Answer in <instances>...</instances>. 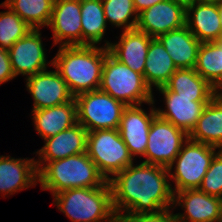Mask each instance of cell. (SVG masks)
<instances>
[{
  "instance_id": "obj_1",
  "label": "cell",
  "mask_w": 222,
  "mask_h": 222,
  "mask_svg": "<svg viewBox=\"0 0 222 222\" xmlns=\"http://www.w3.org/2000/svg\"><path fill=\"white\" fill-rule=\"evenodd\" d=\"M169 169L159 165L133 164L109 179L112 203L117 217L122 213H157L173 204ZM122 212V213H120Z\"/></svg>"
},
{
  "instance_id": "obj_2",
  "label": "cell",
  "mask_w": 222,
  "mask_h": 222,
  "mask_svg": "<svg viewBox=\"0 0 222 222\" xmlns=\"http://www.w3.org/2000/svg\"><path fill=\"white\" fill-rule=\"evenodd\" d=\"M107 47L96 45L60 46L52 64L75 97L99 89Z\"/></svg>"
},
{
  "instance_id": "obj_3",
  "label": "cell",
  "mask_w": 222,
  "mask_h": 222,
  "mask_svg": "<svg viewBox=\"0 0 222 222\" xmlns=\"http://www.w3.org/2000/svg\"><path fill=\"white\" fill-rule=\"evenodd\" d=\"M38 182L55 195L72 188H97L107 180L84 152L48 162L38 172Z\"/></svg>"
},
{
  "instance_id": "obj_4",
  "label": "cell",
  "mask_w": 222,
  "mask_h": 222,
  "mask_svg": "<svg viewBox=\"0 0 222 222\" xmlns=\"http://www.w3.org/2000/svg\"><path fill=\"white\" fill-rule=\"evenodd\" d=\"M53 196L57 208L72 222H118L108 181L97 188H72Z\"/></svg>"
},
{
  "instance_id": "obj_5",
  "label": "cell",
  "mask_w": 222,
  "mask_h": 222,
  "mask_svg": "<svg viewBox=\"0 0 222 222\" xmlns=\"http://www.w3.org/2000/svg\"><path fill=\"white\" fill-rule=\"evenodd\" d=\"M99 89L126 106L154 104L153 94L144 76L118 61L108 51L102 68Z\"/></svg>"
},
{
  "instance_id": "obj_6",
  "label": "cell",
  "mask_w": 222,
  "mask_h": 222,
  "mask_svg": "<svg viewBox=\"0 0 222 222\" xmlns=\"http://www.w3.org/2000/svg\"><path fill=\"white\" fill-rule=\"evenodd\" d=\"M86 152L107 181L109 174L115 175L133 164V157L118 129L88 132Z\"/></svg>"
},
{
  "instance_id": "obj_7",
  "label": "cell",
  "mask_w": 222,
  "mask_h": 222,
  "mask_svg": "<svg viewBox=\"0 0 222 222\" xmlns=\"http://www.w3.org/2000/svg\"><path fill=\"white\" fill-rule=\"evenodd\" d=\"M74 99L77 106V122L88 132L118 129L123 111L127 107L100 89L81 93Z\"/></svg>"
},
{
  "instance_id": "obj_8",
  "label": "cell",
  "mask_w": 222,
  "mask_h": 222,
  "mask_svg": "<svg viewBox=\"0 0 222 222\" xmlns=\"http://www.w3.org/2000/svg\"><path fill=\"white\" fill-rule=\"evenodd\" d=\"M217 148L201 142L193 141L189 138L181 147L179 154L173 161V164L168 168L171 171L176 162L175 174L169 172L170 179H174L176 188L175 192H180L186 189H198L202 183L211 161L214 158Z\"/></svg>"
},
{
  "instance_id": "obj_9",
  "label": "cell",
  "mask_w": 222,
  "mask_h": 222,
  "mask_svg": "<svg viewBox=\"0 0 222 222\" xmlns=\"http://www.w3.org/2000/svg\"><path fill=\"white\" fill-rule=\"evenodd\" d=\"M187 138L184 130L156 115L151 122L143 163L169 168Z\"/></svg>"
},
{
  "instance_id": "obj_10",
  "label": "cell",
  "mask_w": 222,
  "mask_h": 222,
  "mask_svg": "<svg viewBox=\"0 0 222 222\" xmlns=\"http://www.w3.org/2000/svg\"><path fill=\"white\" fill-rule=\"evenodd\" d=\"M186 25V9L172 0L157 3L138 14L136 29L152 38Z\"/></svg>"
},
{
  "instance_id": "obj_11",
  "label": "cell",
  "mask_w": 222,
  "mask_h": 222,
  "mask_svg": "<svg viewBox=\"0 0 222 222\" xmlns=\"http://www.w3.org/2000/svg\"><path fill=\"white\" fill-rule=\"evenodd\" d=\"M48 26L53 31L54 44L82 45L81 0H54Z\"/></svg>"
},
{
  "instance_id": "obj_12",
  "label": "cell",
  "mask_w": 222,
  "mask_h": 222,
  "mask_svg": "<svg viewBox=\"0 0 222 222\" xmlns=\"http://www.w3.org/2000/svg\"><path fill=\"white\" fill-rule=\"evenodd\" d=\"M26 87L34 99L33 111L53 107L74 99L57 70L42 71L27 77Z\"/></svg>"
},
{
  "instance_id": "obj_13",
  "label": "cell",
  "mask_w": 222,
  "mask_h": 222,
  "mask_svg": "<svg viewBox=\"0 0 222 222\" xmlns=\"http://www.w3.org/2000/svg\"><path fill=\"white\" fill-rule=\"evenodd\" d=\"M174 204L185 208L186 214H176L179 222H218L222 219V198L199 189L174 192Z\"/></svg>"
},
{
  "instance_id": "obj_14",
  "label": "cell",
  "mask_w": 222,
  "mask_h": 222,
  "mask_svg": "<svg viewBox=\"0 0 222 222\" xmlns=\"http://www.w3.org/2000/svg\"><path fill=\"white\" fill-rule=\"evenodd\" d=\"M40 34L39 29H32L8 50L15 77L19 74L29 77L46 70V55Z\"/></svg>"
},
{
  "instance_id": "obj_15",
  "label": "cell",
  "mask_w": 222,
  "mask_h": 222,
  "mask_svg": "<svg viewBox=\"0 0 222 222\" xmlns=\"http://www.w3.org/2000/svg\"><path fill=\"white\" fill-rule=\"evenodd\" d=\"M155 116V108L151 109L150 114L137 105L124 109L118 130L132 157L145 155L151 122Z\"/></svg>"
},
{
  "instance_id": "obj_16",
  "label": "cell",
  "mask_w": 222,
  "mask_h": 222,
  "mask_svg": "<svg viewBox=\"0 0 222 222\" xmlns=\"http://www.w3.org/2000/svg\"><path fill=\"white\" fill-rule=\"evenodd\" d=\"M87 134L88 131L77 123L57 135L45 139V145L38 151L40 161H36L37 171L41 170V166L45 162L47 164L86 152Z\"/></svg>"
},
{
  "instance_id": "obj_17",
  "label": "cell",
  "mask_w": 222,
  "mask_h": 222,
  "mask_svg": "<svg viewBox=\"0 0 222 222\" xmlns=\"http://www.w3.org/2000/svg\"><path fill=\"white\" fill-rule=\"evenodd\" d=\"M163 95L166 110H156V115L189 134L201 117L208 102L195 101V98L178 97V94L165 86L157 88Z\"/></svg>"
},
{
  "instance_id": "obj_18",
  "label": "cell",
  "mask_w": 222,
  "mask_h": 222,
  "mask_svg": "<svg viewBox=\"0 0 222 222\" xmlns=\"http://www.w3.org/2000/svg\"><path fill=\"white\" fill-rule=\"evenodd\" d=\"M146 33L131 29L123 31L119 43L106 42L109 53L121 63L143 75L150 41Z\"/></svg>"
},
{
  "instance_id": "obj_19",
  "label": "cell",
  "mask_w": 222,
  "mask_h": 222,
  "mask_svg": "<svg viewBox=\"0 0 222 222\" xmlns=\"http://www.w3.org/2000/svg\"><path fill=\"white\" fill-rule=\"evenodd\" d=\"M38 181L36 161L0 156V192L13 194L29 188Z\"/></svg>"
},
{
  "instance_id": "obj_20",
  "label": "cell",
  "mask_w": 222,
  "mask_h": 222,
  "mask_svg": "<svg viewBox=\"0 0 222 222\" xmlns=\"http://www.w3.org/2000/svg\"><path fill=\"white\" fill-rule=\"evenodd\" d=\"M157 39L165 47L178 69L195 68L201 42L187 25L164 33Z\"/></svg>"
},
{
  "instance_id": "obj_21",
  "label": "cell",
  "mask_w": 222,
  "mask_h": 222,
  "mask_svg": "<svg viewBox=\"0 0 222 222\" xmlns=\"http://www.w3.org/2000/svg\"><path fill=\"white\" fill-rule=\"evenodd\" d=\"M186 25L201 43L219 41L222 34L219 5L195 3L189 6Z\"/></svg>"
},
{
  "instance_id": "obj_22",
  "label": "cell",
  "mask_w": 222,
  "mask_h": 222,
  "mask_svg": "<svg viewBox=\"0 0 222 222\" xmlns=\"http://www.w3.org/2000/svg\"><path fill=\"white\" fill-rule=\"evenodd\" d=\"M35 130L45 139L77 124V106L73 99L70 102L32 111Z\"/></svg>"
},
{
  "instance_id": "obj_23",
  "label": "cell",
  "mask_w": 222,
  "mask_h": 222,
  "mask_svg": "<svg viewBox=\"0 0 222 222\" xmlns=\"http://www.w3.org/2000/svg\"><path fill=\"white\" fill-rule=\"evenodd\" d=\"M188 138L222 150V93L207 103Z\"/></svg>"
},
{
  "instance_id": "obj_24",
  "label": "cell",
  "mask_w": 222,
  "mask_h": 222,
  "mask_svg": "<svg viewBox=\"0 0 222 222\" xmlns=\"http://www.w3.org/2000/svg\"><path fill=\"white\" fill-rule=\"evenodd\" d=\"M164 86L178 97L195 98L199 102H209L217 94L195 68L177 69Z\"/></svg>"
},
{
  "instance_id": "obj_25",
  "label": "cell",
  "mask_w": 222,
  "mask_h": 222,
  "mask_svg": "<svg viewBox=\"0 0 222 222\" xmlns=\"http://www.w3.org/2000/svg\"><path fill=\"white\" fill-rule=\"evenodd\" d=\"M178 68L165 47L157 38L150 41L143 76L152 90L164 86Z\"/></svg>"
},
{
  "instance_id": "obj_26",
  "label": "cell",
  "mask_w": 222,
  "mask_h": 222,
  "mask_svg": "<svg viewBox=\"0 0 222 222\" xmlns=\"http://www.w3.org/2000/svg\"><path fill=\"white\" fill-rule=\"evenodd\" d=\"M195 71L204 78L217 94L222 89V44L218 41L201 43Z\"/></svg>"
},
{
  "instance_id": "obj_27",
  "label": "cell",
  "mask_w": 222,
  "mask_h": 222,
  "mask_svg": "<svg viewBox=\"0 0 222 222\" xmlns=\"http://www.w3.org/2000/svg\"><path fill=\"white\" fill-rule=\"evenodd\" d=\"M82 45H96L105 33L102 0H81Z\"/></svg>"
},
{
  "instance_id": "obj_28",
  "label": "cell",
  "mask_w": 222,
  "mask_h": 222,
  "mask_svg": "<svg viewBox=\"0 0 222 222\" xmlns=\"http://www.w3.org/2000/svg\"><path fill=\"white\" fill-rule=\"evenodd\" d=\"M4 3L33 29L48 27L54 0H6Z\"/></svg>"
},
{
  "instance_id": "obj_29",
  "label": "cell",
  "mask_w": 222,
  "mask_h": 222,
  "mask_svg": "<svg viewBox=\"0 0 222 222\" xmlns=\"http://www.w3.org/2000/svg\"><path fill=\"white\" fill-rule=\"evenodd\" d=\"M2 6L8 8L9 11L0 12V48L9 50L17 40L24 37L33 28L4 2Z\"/></svg>"
},
{
  "instance_id": "obj_30",
  "label": "cell",
  "mask_w": 222,
  "mask_h": 222,
  "mask_svg": "<svg viewBox=\"0 0 222 222\" xmlns=\"http://www.w3.org/2000/svg\"><path fill=\"white\" fill-rule=\"evenodd\" d=\"M106 22L109 21L116 27L124 25L125 30L136 28L138 13L135 11L133 0H102ZM135 17L130 22V18Z\"/></svg>"
},
{
  "instance_id": "obj_31",
  "label": "cell",
  "mask_w": 222,
  "mask_h": 222,
  "mask_svg": "<svg viewBox=\"0 0 222 222\" xmlns=\"http://www.w3.org/2000/svg\"><path fill=\"white\" fill-rule=\"evenodd\" d=\"M198 189L208 195L222 198V150L215 154Z\"/></svg>"
},
{
  "instance_id": "obj_32",
  "label": "cell",
  "mask_w": 222,
  "mask_h": 222,
  "mask_svg": "<svg viewBox=\"0 0 222 222\" xmlns=\"http://www.w3.org/2000/svg\"><path fill=\"white\" fill-rule=\"evenodd\" d=\"M118 222H179L176 214L169 212V209L157 213L121 214Z\"/></svg>"
},
{
  "instance_id": "obj_33",
  "label": "cell",
  "mask_w": 222,
  "mask_h": 222,
  "mask_svg": "<svg viewBox=\"0 0 222 222\" xmlns=\"http://www.w3.org/2000/svg\"><path fill=\"white\" fill-rule=\"evenodd\" d=\"M14 77L8 50L0 48V85Z\"/></svg>"
},
{
  "instance_id": "obj_34",
  "label": "cell",
  "mask_w": 222,
  "mask_h": 222,
  "mask_svg": "<svg viewBox=\"0 0 222 222\" xmlns=\"http://www.w3.org/2000/svg\"><path fill=\"white\" fill-rule=\"evenodd\" d=\"M167 0H133L135 11L139 14L141 11Z\"/></svg>"
},
{
  "instance_id": "obj_35",
  "label": "cell",
  "mask_w": 222,
  "mask_h": 222,
  "mask_svg": "<svg viewBox=\"0 0 222 222\" xmlns=\"http://www.w3.org/2000/svg\"><path fill=\"white\" fill-rule=\"evenodd\" d=\"M175 3L182 5L185 9H187L189 6H192L196 3V0H172Z\"/></svg>"
},
{
  "instance_id": "obj_36",
  "label": "cell",
  "mask_w": 222,
  "mask_h": 222,
  "mask_svg": "<svg viewBox=\"0 0 222 222\" xmlns=\"http://www.w3.org/2000/svg\"><path fill=\"white\" fill-rule=\"evenodd\" d=\"M222 0H196V3L217 4L219 5Z\"/></svg>"
},
{
  "instance_id": "obj_37",
  "label": "cell",
  "mask_w": 222,
  "mask_h": 222,
  "mask_svg": "<svg viewBox=\"0 0 222 222\" xmlns=\"http://www.w3.org/2000/svg\"><path fill=\"white\" fill-rule=\"evenodd\" d=\"M219 13L221 18V30H222V2L219 4Z\"/></svg>"
},
{
  "instance_id": "obj_38",
  "label": "cell",
  "mask_w": 222,
  "mask_h": 222,
  "mask_svg": "<svg viewBox=\"0 0 222 222\" xmlns=\"http://www.w3.org/2000/svg\"><path fill=\"white\" fill-rule=\"evenodd\" d=\"M218 42H220L222 44V34H221V37Z\"/></svg>"
}]
</instances>
